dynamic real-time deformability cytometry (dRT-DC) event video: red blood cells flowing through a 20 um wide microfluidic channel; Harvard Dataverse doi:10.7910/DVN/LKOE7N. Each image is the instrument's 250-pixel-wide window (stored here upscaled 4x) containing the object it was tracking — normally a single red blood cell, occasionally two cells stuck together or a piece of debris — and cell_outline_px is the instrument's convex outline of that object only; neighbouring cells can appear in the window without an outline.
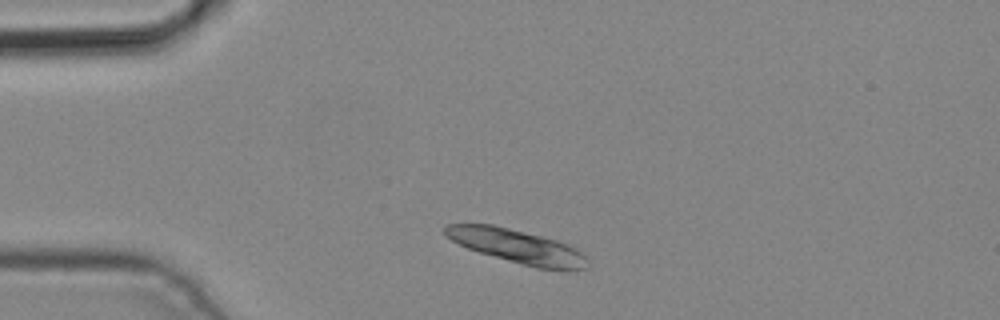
{"species": "common noctule bat (a hibernating species)", "species_latin": "Nyctalus noctula", "temperature_condition": "cold", "stored_images_in_passage": 2, "camera_frame_rate_fps": 3000, "um_per_image_px": 0.085, "animal": {"sex": "male", "body_mass_g": 19.2, "forearm_length_mm": 51.8}, "frame": {"image": 1, "passage_image": 1, "time_ms": 0.0, "image_size_px": [1000, 320], "cell_outline_px": [[588, 268], [568, 272], [536, 268], [480, 252], [468, 248], [452, 240], [444, 232], [444, 224], [492, 224], [556, 240], [568, 244], [576, 248], [588, 260]], "centroid_in_image_um": [44.03, 20.97], "position_along_channel_um": 41.0, "area_um2": 27.98}}